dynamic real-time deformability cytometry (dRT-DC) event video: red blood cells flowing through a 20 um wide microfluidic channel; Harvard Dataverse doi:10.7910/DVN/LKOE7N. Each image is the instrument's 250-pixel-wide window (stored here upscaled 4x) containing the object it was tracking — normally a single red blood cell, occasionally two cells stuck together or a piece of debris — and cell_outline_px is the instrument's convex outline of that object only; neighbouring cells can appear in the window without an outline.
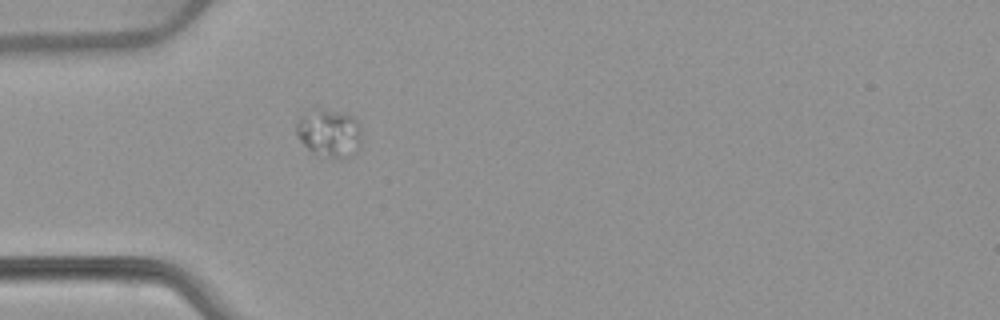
{"species": "common noctule bat (a hibernating species)", "species_latin": "Nyctalus noctula", "temperature_condition": "warm", "stored_images_in_passage": 1, "camera_frame_rate_fps": 3000, "um_per_image_px": 0.085, "animal": {"sex": "female", "body_mass_g": 22.7, "forearm_length_mm": 54.2}, "frame": {"image": 1, "passage_image": 1, "time_ms": 0.0, "image_size_px": [1000, 320], "cell_outline_px": [[360, 148], [352, 156], [344, 160], [336, 160], [312, 152], [296, 136], [296, 124], [300, 116], [316, 104], [344, 112], [352, 116], [360, 124]], "centroid_in_image_um": [27.98, 11.27], "position_along_channel_um": 57.0, "area_um2": 19.31}}